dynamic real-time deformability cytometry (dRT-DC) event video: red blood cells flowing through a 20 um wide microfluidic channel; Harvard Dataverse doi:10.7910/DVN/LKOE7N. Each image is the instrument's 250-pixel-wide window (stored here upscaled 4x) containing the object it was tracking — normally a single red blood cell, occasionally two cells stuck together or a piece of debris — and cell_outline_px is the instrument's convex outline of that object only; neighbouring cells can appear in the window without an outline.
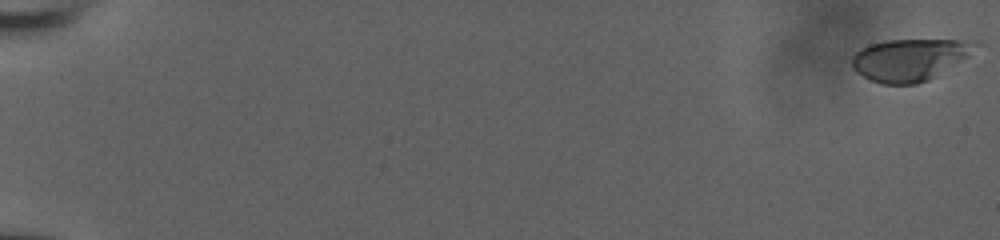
{"species": "human", "species_latin": "Homo sapiens", "temperature_condition": "room temperature", "stored_images_in_passage": 8, "camera_frame_rate_fps": 3000, "um_per_image_px": 0.085, "donor": {"sex": "male"}, "frame": {"image": 1, "passage_image": 1, "time_ms": 0.0, "image_size_px": [1000, 240], "cell_outline_px": [[984, 44], [936, 76], [928, 80], [916, 84], [884, 84], [872, 80], [856, 72], [852, 68], [852, 56], [860, 48], [868, 44], [884, 40], [980, 40]], "centroid_in_image_um": [77.34, 5.04], "position_along_channel_um": 7.7, "area_um2": 30.29}}
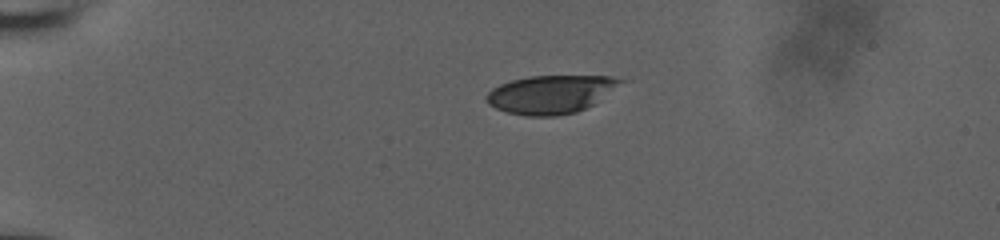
{"frame": {"image": 2, "passage_image": 6, "time_ms": 1.667, "image_size_px": [1000, 240], "cell_outline_px": [[624, 80], [592, 104], [576, 112], [556, 116], [524, 116], [508, 112], [496, 108], [488, 104], [484, 96], [492, 88], [500, 84], [512, 80], [528, 76], [612, 76]], "centroid_in_image_um": [46.73, 8.02], "position_along_channel_um": 38.3, "area_um2": 29.48}}